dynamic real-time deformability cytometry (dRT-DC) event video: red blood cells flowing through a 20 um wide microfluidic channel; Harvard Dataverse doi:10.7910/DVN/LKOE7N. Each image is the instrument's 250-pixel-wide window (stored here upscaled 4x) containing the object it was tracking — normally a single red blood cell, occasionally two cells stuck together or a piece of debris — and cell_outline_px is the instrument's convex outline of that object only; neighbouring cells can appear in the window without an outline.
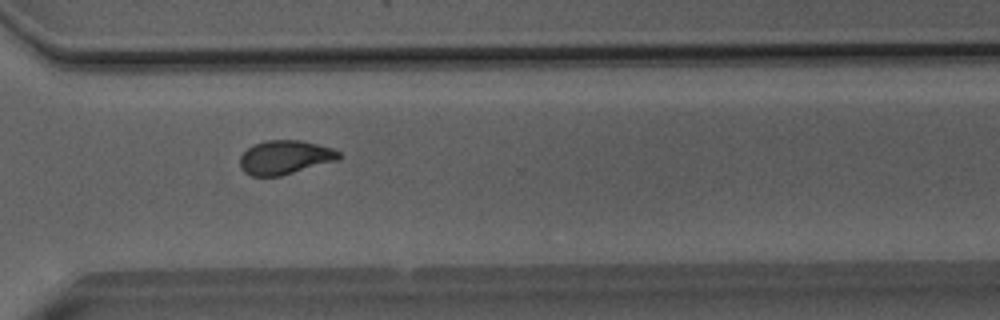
{"species": "Egyptian fruit bat (a non-hibernating species)", "species_latin": "Rousettus aegyptiacus", "temperature_condition": "room temperature", "stored_images_in_passage": 33, "camera_frame_rate_fps": 3000, "um_per_image_px": 0.085, "animal": {"sex": "male"}, "frame": {"image": 1, "passage_image": 24, "time_ms": 7.667, "image_size_px": [1000, 320], "cell_outline_px": [[344, 156], [336, 160], [280, 176], [252, 176], [244, 172], [240, 168], [240, 156], [252, 144], [268, 140], [300, 140], [332, 148], [340, 152]], "centroid_in_image_um": [24.2, 13.37], "position_along_channel_um": 346.4, "area_um2": 19.48}}
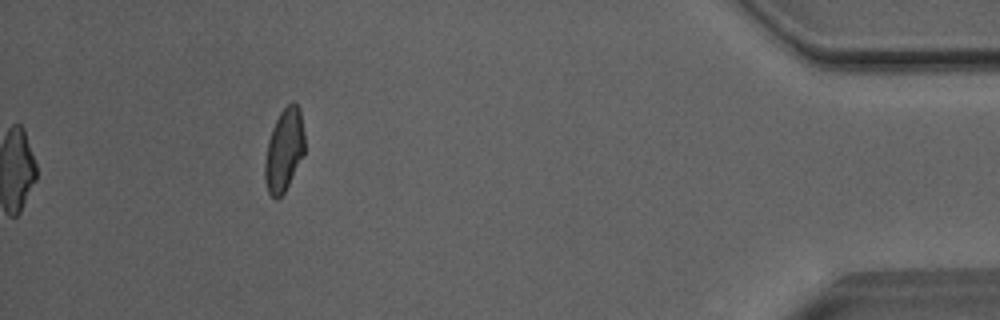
{"frame": {"image": 2, "passage_image": 33, "time_ms": 10.667, "image_size_px": [1000, 320], "cell_outline_px": [[304, 152], [284, 192], [276, 200], [268, 192], [264, 176], [264, 160], [268, 140], [272, 128], [280, 112], [292, 100], [300, 108], [304, 132]], "centroid_in_image_um": [24.13, 12.72], "position_along_channel_um": 411.1, "area_um2": 19.02}, "authors_computed_cell_mechanics": {"area_um2": 19.652, "velocity_mm_per_s": 4.0769, "shape_relaxation_time_tau1_ms": 5.4644, "shape_relaxation_time_tau2_ms": 1.5324, "deformation_change_tau1": 0.1523, "deformation_change_tau2": 0.0608}}